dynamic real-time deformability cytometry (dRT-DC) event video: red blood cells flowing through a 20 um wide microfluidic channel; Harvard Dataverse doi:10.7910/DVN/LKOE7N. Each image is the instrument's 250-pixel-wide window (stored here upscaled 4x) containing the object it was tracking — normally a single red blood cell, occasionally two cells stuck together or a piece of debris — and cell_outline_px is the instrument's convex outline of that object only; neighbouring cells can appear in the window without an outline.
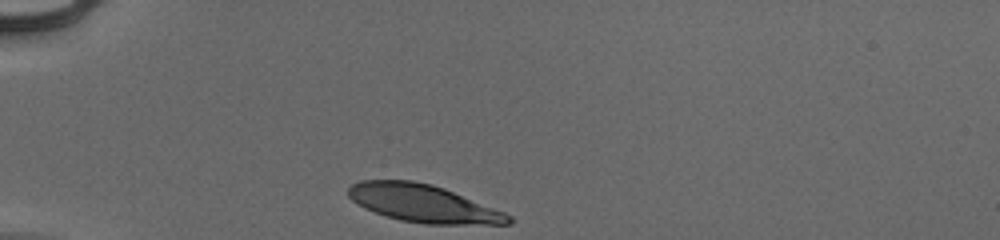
{"species": "human", "species_latin": "Homo sapiens", "temperature_condition": "cold", "stored_images_in_passage": 30, "camera_frame_rate_fps": 3000, "um_per_image_px": 0.085, "donor": {"sex": "male"}, "frame": {"image": 1, "passage_image": 1, "time_ms": 0.0, "image_size_px": [1000, 240], "cell_outline_px": [[516, 220], [512, 224], [424, 224], [400, 220], [364, 208], [352, 200], [348, 196], [348, 188], [352, 184], [360, 180], [412, 180], [432, 184], [444, 188], [504, 212], [512, 216]], "centroid_in_image_um": [35.99, 17.29], "position_along_channel_um": 49.0, "area_um2": 35.08}}
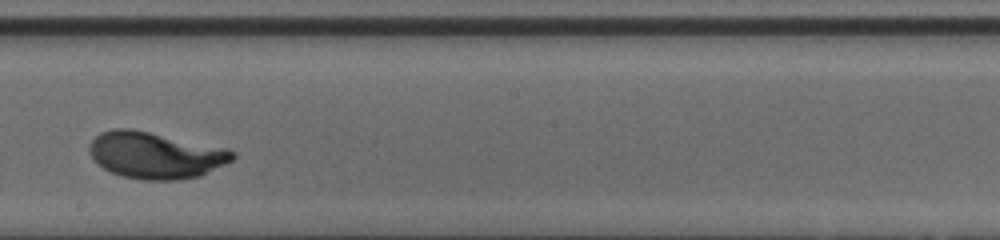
{"frame": {"image": 2, "passage_image": 18, "time_ms": 5.667, "image_size_px": [1000, 240], "cell_outline_px": [[236, 156], [232, 160], [200, 176], [176, 180], [144, 180], [120, 176], [104, 168], [88, 152], [88, 144], [100, 132], [112, 128], [132, 128], [228, 148], [236, 152]], "centroid_in_image_um": [13.21, 13.18], "position_along_channel_um": 235.0, "area_um2": 39.02}}
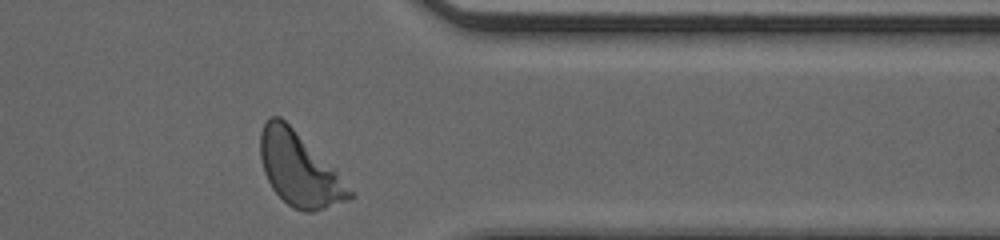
{"frame": {"image": 3, "passage_image": 30, "time_ms": 9.667, "image_size_px": [1000, 240], "cell_outline_px": [[356, 196], [348, 200], [312, 212], [304, 212], [292, 208], [272, 188], [264, 172], [260, 156], [260, 132], [264, 124], [272, 116], [280, 116], [336, 172]], "centroid_in_image_um": [25.4, 14.42], "position_along_channel_um": 386.0, "area_um2": 37.05}, "authors_computed_cell_mechanics": {"area_um2": 36.7608, "velocity_mm_per_s": 3.8821, "shape_relaxation_time_tau1_ms": 2.6723, "shape_relaxation_time_tau2_ms": null, "deformation_change_tau1": 0.1715, "deformation_change_tau2": null}}